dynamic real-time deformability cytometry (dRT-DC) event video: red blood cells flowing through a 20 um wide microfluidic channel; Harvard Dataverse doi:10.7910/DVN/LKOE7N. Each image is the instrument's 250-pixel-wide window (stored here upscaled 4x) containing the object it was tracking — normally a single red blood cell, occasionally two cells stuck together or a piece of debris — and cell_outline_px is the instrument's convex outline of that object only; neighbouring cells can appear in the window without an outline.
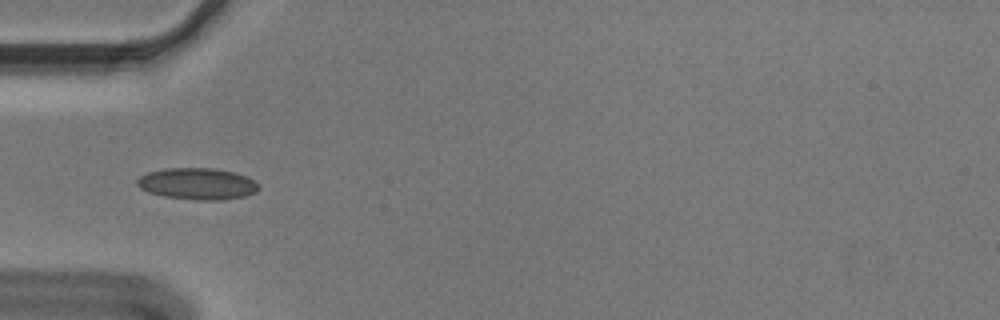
{"species": "Egyptian fruit bat (a non-hibernating species)", "species_latin": "Rousettus aegyptiacus", "temperature_condition": "cold", "stored_images_in_passage": 39, "camera_frame_rate_fps": 3000, "um_per_image_px": 0.085, "animal": {"sex": "male"}, "frame": {"image": 1, "passage_image": 2, "time_ms": 0.333, "image_size_px": [1000, 320], "cell_outline_px": [[260, 188], [256, 192], [244, 196], [220, 200], [196, 200], [164, 196], [148, 192], [140, 188], [136, 184], [136, 180], [140, 176], [148, 172], [168, 168], [212, 168], [232, 172], [248, 176], [260, 184]], "centroid_in_image_um": [16.79, 15.62], "position_along_channel_um": 68.2, "area_um2": 22.43}}
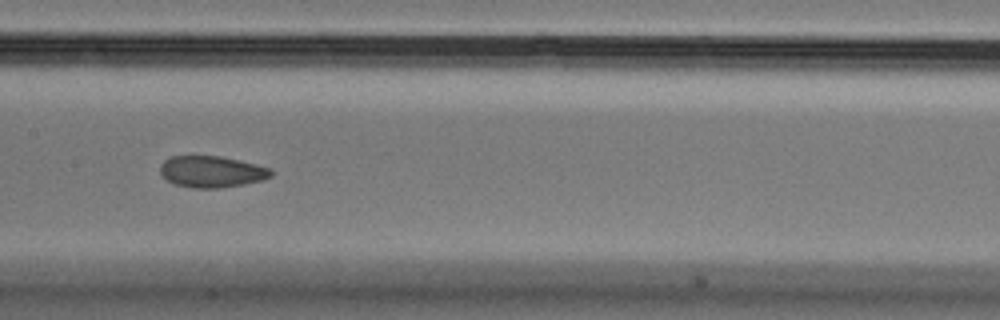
{"frame": {"image": 2, "passage_image": 12, "time_ms": 3.667, "image_size_px": [1000, 320], "cell_outline_px": [[272, 176], [260, 180], [244, 184], [220, 188], [192, 188], [172, 184], [160, 172], [160, 164], [164, 160], [172, 156], [220, 156], [240, 160], [272, 168]], "centroid_in_image_um": [17.99, 14.59], "position_along_channel_um": 189.4, "area_um2": 20.4}}
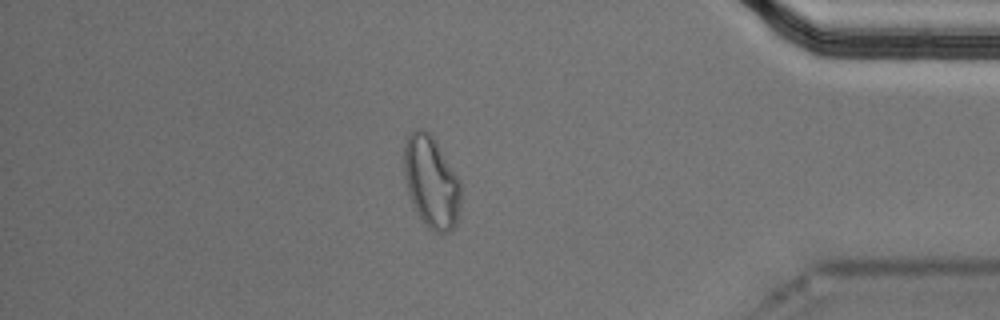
{"frame": {"image": 3, "passage_image": 32, "time_ms": 10.333, "image_size_px": [1000, 320], "cell_outline_px": [[460, 204], [456, 224], [448, 232], [436, 232], [428, 228], [420, 216], [408, 192], [404, 176], [404, 148], [408, 136], [416, 128], [424, 128], [436, 140], [460, 180]], "centroid_in_image_um": [36.67, 15.44], "position_along_channel_um": 398.5, "area_um2": 30.11}, "authors_computed_cell_mechanics": {"area_um2": 21.0392, "velocity_mm_per_s": 3.6133, "shape_relaxation_time_tau1_ms": null, "shape_relaxation_time_tau2_ms": 1.5617, "deformation_change_tau1": null, "deformation_change_tau2": 0.0529}}